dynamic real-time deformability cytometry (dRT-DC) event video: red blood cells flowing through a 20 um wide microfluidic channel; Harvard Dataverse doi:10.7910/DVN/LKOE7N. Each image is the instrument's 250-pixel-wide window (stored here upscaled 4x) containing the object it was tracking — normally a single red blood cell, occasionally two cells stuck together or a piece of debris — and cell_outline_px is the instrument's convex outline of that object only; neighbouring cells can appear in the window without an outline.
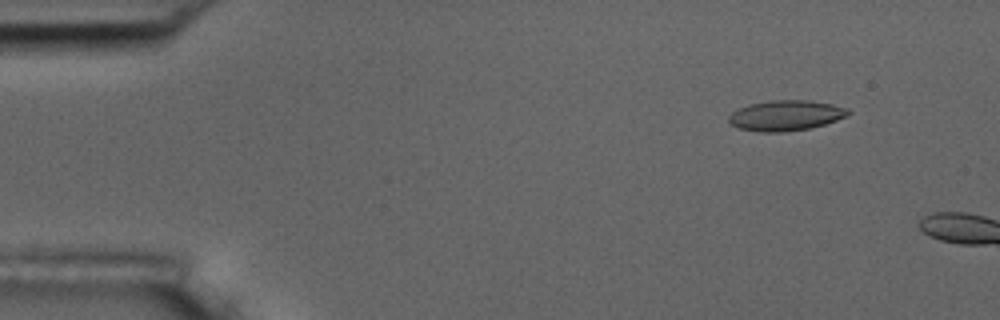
{"species": "common noctule bat (a hibernating species)", "species_latin": "Nyctalus noctula", "temperature_condition": "room temperature", "stored_images_in_passage": 3, "camera_frame_rate_fps": 3000, "um_per_image_px": 0.085, "animal": {"sex": "male", "body_mass_g": 17.5, "forearm_length_mm": 52.3}, "frame": {"image": 1, "passage_image": 2, "time_ms": 0.333, "image_size_px": [1000, 320], "cell_outline_px": [[852, 112], [848, 116], [812, 128], [784, 132], [760, 132], [740, 128], [732, 124], [728, 120], [728, 116], [732, 112], [748, 104], [768, 100], [808, 100], [832, 104], [848, 108]], "centroid_in_image_um": [66.82, 9.81], "position_along_channel_um": 18.2, "area_um2": 21.27}}